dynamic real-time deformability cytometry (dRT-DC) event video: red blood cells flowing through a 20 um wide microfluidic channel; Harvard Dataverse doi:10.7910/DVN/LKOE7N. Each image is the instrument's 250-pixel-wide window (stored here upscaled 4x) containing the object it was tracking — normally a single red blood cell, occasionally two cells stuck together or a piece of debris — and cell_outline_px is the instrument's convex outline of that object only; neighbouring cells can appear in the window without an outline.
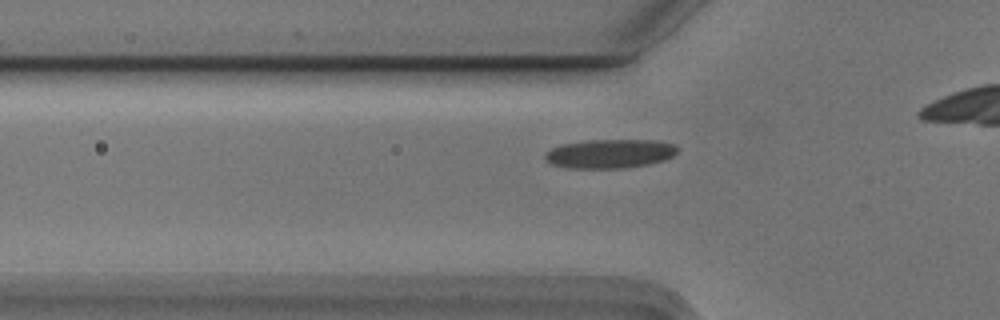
{"species": "Egyptian fruit bat (a non-hibernating species)", "species_latin": "Rousettus aegyptiacus", "temperature_condition": "cold", "stored_images_in_passage": 41, "camera_frame_rate_fps": 3000, "um_per_image_px": 0.085, "animal": {"sex": "male"}, "frame": {"image": 1, "passage_image": 14, "time_ms": 4.333, "image_size_px": [1000, 320], "cell_outline_px": [[680, 148], [672, 156], [664, 160], [648, 164], [624, 168], [568, 168], [552, 164], [544, 156], [544, 152], [560, 144], [588, 140], [656, 140], [676, 144]], "centroid_in_image_um": [51.85, 13.05], "position_along_channel_um": 73.9, "area_um2": 22.48}}
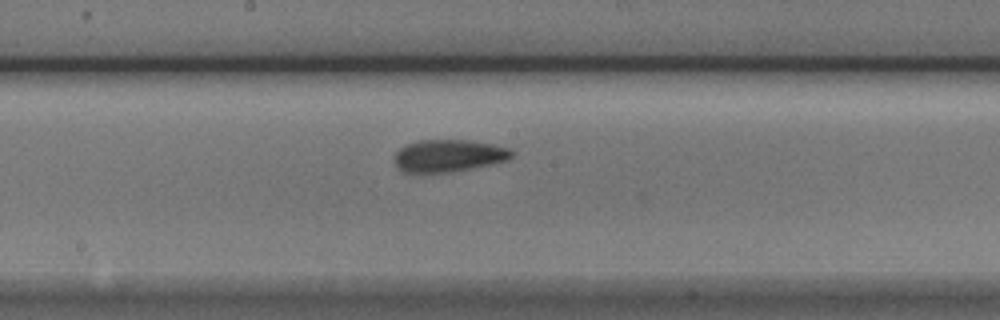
{"frame": {"image": 2, "passage_image": 25, "time_ms": 8.0, "image_size_px": [1000, 320], "cell_outline_px": [[516, 152], [508, 160], [452, 172], [400, 172], [396, 164], [396, 152], [400, 148], [408, 144], [420, 140], [472, 140], [492, 144], [508, 148]], "centroid_in_image_um": [38.16, 13.23], "position_along_channel_um": 210.0, "area_um2": 21.91}}
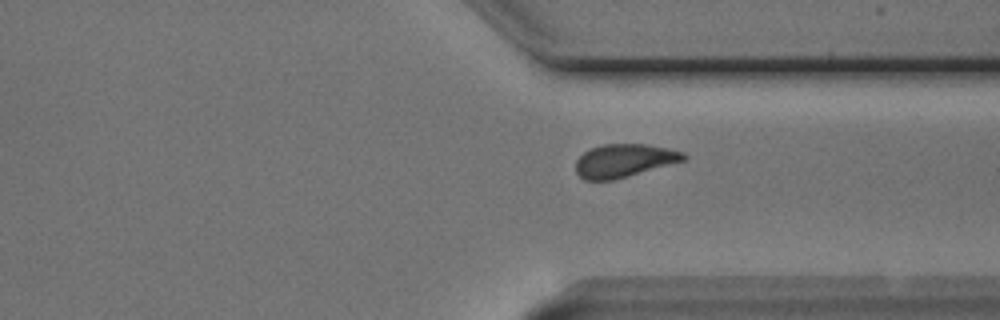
{"frame": {"image": 3, "passage_image": 37, "time_ms": 12.0, "image_size_px": [1000, 320], "cell_outline_px": [[688, 156], [684, 160], [628, 176], [612, 180], [584, 180], [576, 172], [576, 160], [584, 152], [592, 148], [604, 144], [648, 144], [668, 148], [684, 152]], "centroid_in_image_um": [53.05, 13.64], "position_along_channel_um": 358.4, "area_um2": 20.69}}